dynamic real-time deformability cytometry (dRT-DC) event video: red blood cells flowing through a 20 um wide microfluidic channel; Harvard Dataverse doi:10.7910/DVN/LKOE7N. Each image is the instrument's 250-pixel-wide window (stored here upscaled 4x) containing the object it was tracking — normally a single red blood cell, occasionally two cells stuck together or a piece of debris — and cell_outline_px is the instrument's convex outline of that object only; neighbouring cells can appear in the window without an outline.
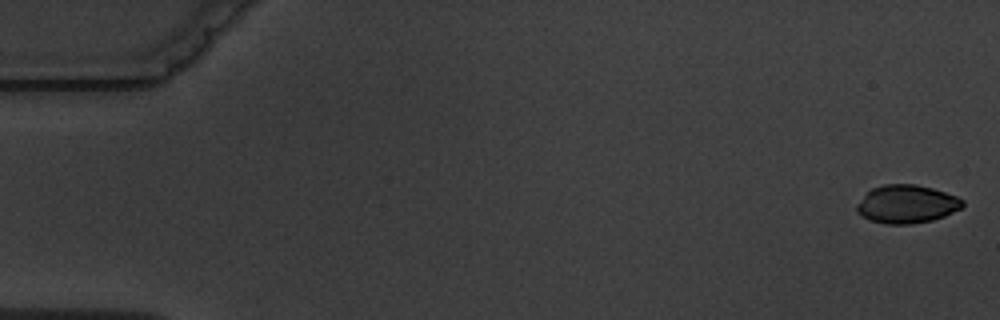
{"species": "common noctule bat (a hibernating species)", "species_latin": "Nyctalus noctula", "temperature_condition": "warm", "stored_images_in_passage": 6, "camera_frame_rate_fps": 3000, "um_per_image_px": 0.085, "animal": {"sex": "male", "body_mass_g": 19.5, "forearm_length_mm": 54.6}, "frame": {"image": 1, "passage_image": 1, "time_ms": 0.0, "image_size_px": [1000, 320], "cell_outline_px": [[964, 204], [960, 208], [944, 216], [932, 220], [912, 224], [884, 224], [872, 220], [856, 212], [856, 204], [872, 188], [884, 184], [916, 184], [932, 188], [956, 196], [964, 200]], "centroid_in_image_um": [77.06, 17.34], "position_along_channel_um": 7.9, "area_um2": 23.41}}
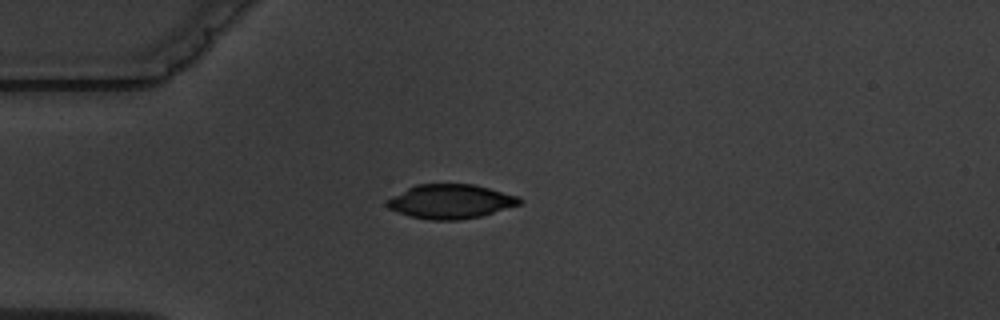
{"frame": {"image": 2, "passage_image": 4, "time_ms": 4.667, "image_size_px": [1000, 320], "cell_outline_px": [[524, 204], [480, 216], [460, 220], [432, 220], [408, 216], [388, 208], [384, 204], [384, 200], [416, 184], [472, 184], [520, 196], [524, 200]], "centroid_in_image_um": [38.31, 17.13], "position_along_channel_um": 46.7, "area_um2": 26.7}}
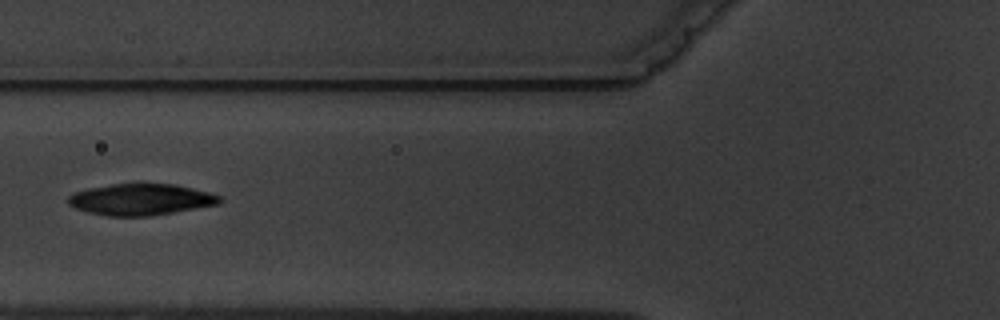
{"frame": {"image": 3, "passage_image": 6, "time_ms": 7.0, "image_size_px": [1000, 320], "cell_outline_px": [[224, 200], [220, 204], [148, 216], [108, 216], [88, 212], [76, 208], [68, 204], [68, 196], [72, 192], [88, 188], [136, 180], [176, 184], [212, 192], [220, 196]], "centroid_in_image_um": [11.99, 16.9], "position_along_channel_um": 113.8, "area_um2": 28.73}}